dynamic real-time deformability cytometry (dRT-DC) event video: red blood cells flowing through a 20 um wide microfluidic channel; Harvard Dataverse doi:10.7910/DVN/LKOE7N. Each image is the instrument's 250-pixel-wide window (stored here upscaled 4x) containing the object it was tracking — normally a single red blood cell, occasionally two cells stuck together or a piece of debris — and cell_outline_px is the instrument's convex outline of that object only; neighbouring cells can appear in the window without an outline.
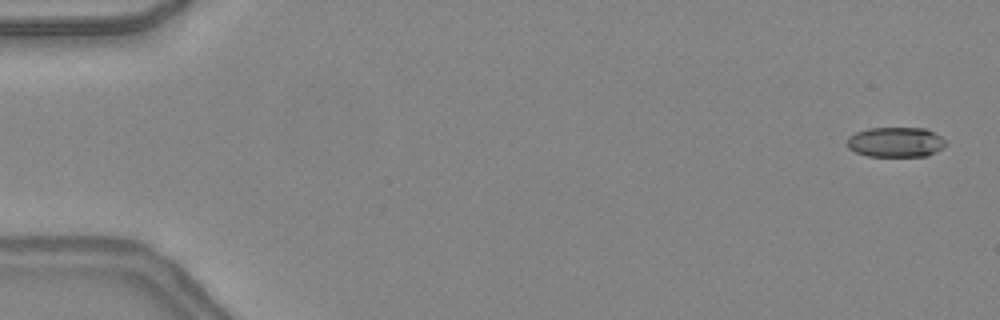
{"species": "common noctule bat (a hibernating species)", "species_latin": "Nyctalus noctula", "temperature_condition": "warm", "stored_images_in_passage": 48, "camera_frame_rate_fps": 3000, "um_per_image_px": 0.085, "animal": {"sex": "female", "body_mass_g": 24.6, "forearm_length_mm": 56.2}, "frame": {"image": 1, "passage_image": 2, "time_ms": 0.333, "image_size_px": [1000, 320], "cell_outline_px": [[944, 148], [928, 156], [868, 156], [856, 152], [848, 148], [848, 136], [856, 132], [868, 128], [924, 128], [940, 136], [944, 140]], "centroid_in_image_um": [76.12, 12.08], "position_along_channel_um": 8.9, "area_um2": 17.17}}
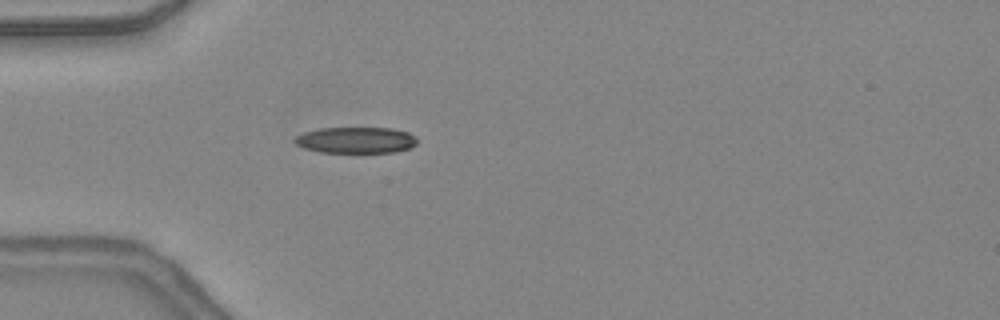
{"frame": {"image": 2, "passage_image": 15, "time_ms": 4.667, "image_size_px": [1000, 320], "cell_outline_px": [[416, 144], [408, 148], [396, 152], [320, 152], [304, 148], [296, 144], [292, 140], [296, 136], [304, 132], [320, 128], [392, 128], [408, 132], [416, 136]], "centroid_in_image_um": [30.24, 11.9], "position_along_channel_um": 54.8, "area_um2": 18.67}}
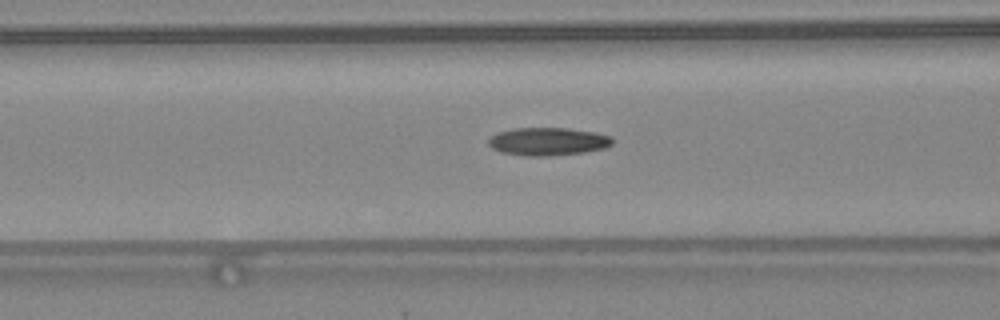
{"frame": {"image": 3, "passage_image": 20, "time_ms": 6.333, "image_size_px": [1000, 320], "cell_outline_px": [[612, 144], [604, 148], [584, 152], [548, 156], [524, 156], [500, 152], [492, 148], [488, 144], [488, 140], [496, 132], [516, 128], [568, 128], [592, 132], [612, 136]], "centroid_in_image_um": [46.54, 12.03], "position_along_channel_um": 120.1, "area_um2": 20.17}, "authors_computed_cell_mechanics": {"area_um2": 19.0451, "velocity_mm_per_s": 4.4029, "shape_relaxation_time_tau1_ms": null, "shape_relaxation_time_tau2_ms": 3.6672, "deformation_change_tau1": null, "deformation_change_tau2": 0.1325}}